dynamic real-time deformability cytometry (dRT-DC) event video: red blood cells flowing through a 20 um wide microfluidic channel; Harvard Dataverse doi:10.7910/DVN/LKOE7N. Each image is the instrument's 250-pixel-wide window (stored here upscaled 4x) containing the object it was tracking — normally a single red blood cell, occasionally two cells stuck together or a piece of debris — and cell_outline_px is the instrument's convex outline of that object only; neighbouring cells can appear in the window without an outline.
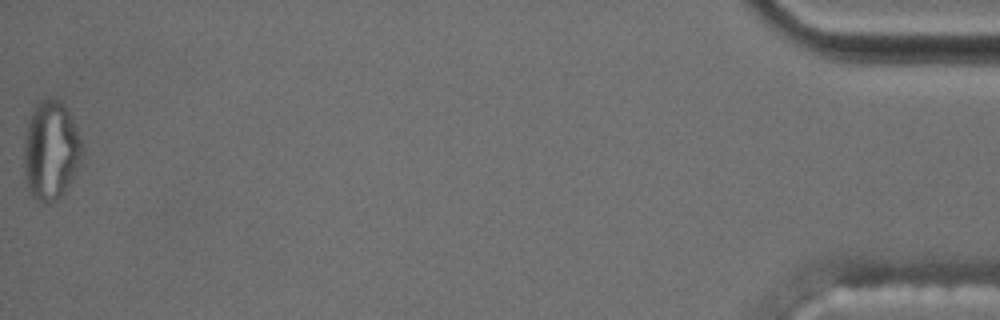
{"species": "common noctule bat (a hibernating species)", "species_latin": "Nyctalus noctula", "temperature_condition": "cold", "stored_images_in_passage": 41, "camera_frame_rate_fps": 3000, "um_per_image_px": 0.085, "animal": {"sex": "male", "body_mass_g": 17.5, "forearm_length_mm": 52.3}, "frame": {"image": 1, "passage_image": 41, "time_ms": 13.333, "image_size_px": [1000, 320], "cell_outline_px": [[84, 148], [72, 176], [64, 192], [60, 196], [44, 204], [36, 200], [28, 192], [24, 176], [24, 136], [32, 112], [40, 100], [60, 100], [68, 108], [80, 136]], "centroid_in_image_um": [4.3, 12.79], "position_along_channel_um": 430.9, "area_um2": 33.29}, "authors_computed_cell_mechanics": {"area_um2": 18.0336, "velocity_mm_per_s": 3.5474, "shape_relaxation_time_tau1_ms": null, "shape_relaxation_time_tau2_ms": 2.973, "deformation_change_tau1": null, "deformation_change_tau2": 0.1046}}